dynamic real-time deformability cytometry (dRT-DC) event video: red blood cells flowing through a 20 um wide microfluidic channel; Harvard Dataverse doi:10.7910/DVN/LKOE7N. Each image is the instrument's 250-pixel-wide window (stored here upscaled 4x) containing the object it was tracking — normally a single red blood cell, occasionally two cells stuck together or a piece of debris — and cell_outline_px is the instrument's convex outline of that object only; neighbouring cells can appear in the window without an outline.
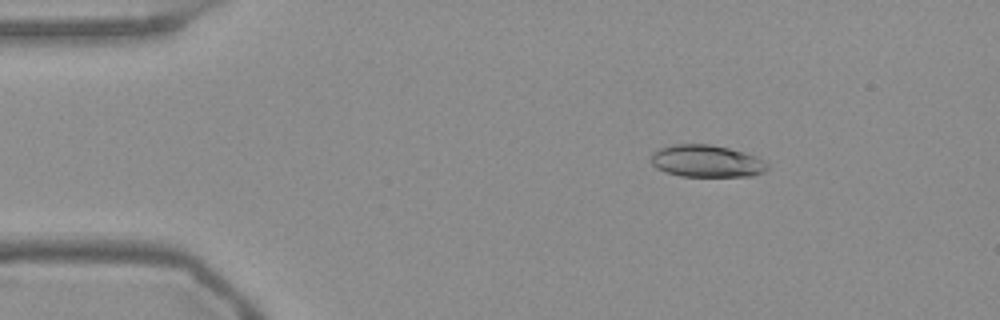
{"species": "Egyptian fruit bat (a non-hibernating species)", "species_latin": "Rousettus aegyptiacus", "temperature_condition": "warm", "stored_images_in_passage": 54, "camera_frame_rate_fps": 3000, "um_per_image_px": 0.085, "frame": {"image": 1, "passage_image": 8, "time_ms": 2.333, "image_size_px": [1000, 320], "cell_outline_px": [[768, 168], [764, 172], [752, 176], [680, 176], [656, 168], [652, 164], [652, 152], [656, 148], [672, 144], [708, 144], [728, 148], [744, 152], [756, 156], [764, 160], [768, 164]], "centroid_in_image_um": [60.06, 13.69], "position_along_channel_um": 24.9, "area_um2": 21.91}}
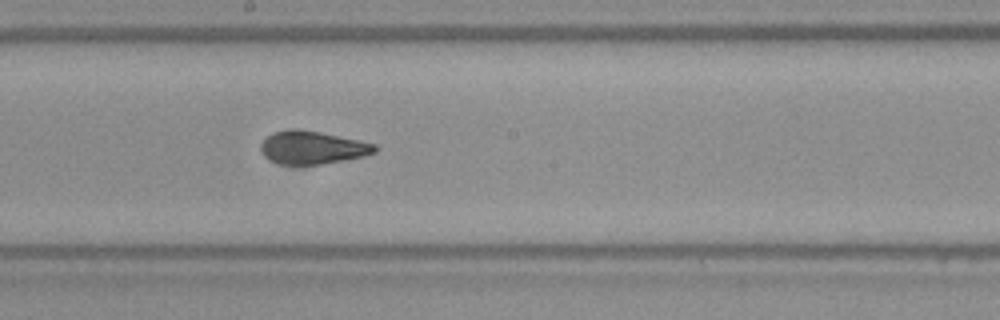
{"frame": {"image": 2, "passage_image": 29, "time_ms": 9.333, "image_size_px": [1000, 320], "cell_outline_px": [[376, 152], [364, 156], [344, 160], [320, 164], [280, 164], [264, 156], [260, 148], [260, 144], [268, 136], [276, 132], [292, 128], [296, 128], [320, 132], [376, 144]], "centroid_in_image_um": [26.55, 12.54], "position_along_channel_um": 221.6, "area_um2": 21.62}}
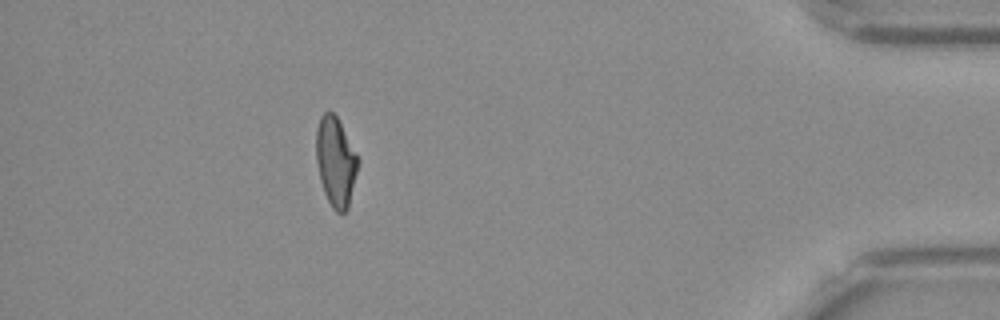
{"frame": {"image": 3, "passage_image": 48, "time_ms": 15.667, "image_size_px": [1000, 320], "cell_outline_px": [[360, 160], [348, 208], [344, 212], [336, 212], [332, 208], [324, 192], [320, 180], [316, 160], [316, 128], [320, 116], [324, 112], [332, 112], [336, 116]], "centroid_in_image_um": [28.52, 13.75], "position_along_channel_um": 406.7, "area_um2": 21.68}, "authors_computed_cell_mechanics": {"area_um2": 21.8484, "velocity_mm_per_s": 3.7649, "shape_relaxation_time_tau1_ms": null, "shape_relaxation_time_tau2_ms": 1.729, "deformation_change_tau1": null, "deformation_change_tau2": 0.0731}}